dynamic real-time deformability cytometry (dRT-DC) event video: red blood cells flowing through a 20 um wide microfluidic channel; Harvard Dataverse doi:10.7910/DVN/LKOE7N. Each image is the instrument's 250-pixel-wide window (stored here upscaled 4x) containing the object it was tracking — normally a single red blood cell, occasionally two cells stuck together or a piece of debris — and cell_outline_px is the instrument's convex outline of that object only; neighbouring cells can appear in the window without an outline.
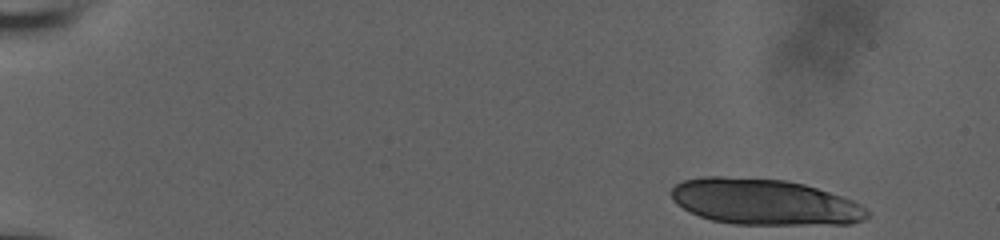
{"species": "human", "species_latin": "Homo sapiens", "temperature_condition": "room temperature", "stored_images_in_passage": 13, "camera_frame_rate_fps": 3000, "um_per_image_px": 0.085, "donor": {"sex": "male"}, "frame": {"image": 1, "passage_image": 1, "time_ms": 0.0, "image_size_px": [1000, 240], "cell_outline_px": [[872, 212], [864, 220], [852, 224], [732, 224], [712, 220], [700, 216], [676, 204], [672, 200], [668, 192], [676, 184], [684, 180], [704, 176], [724, 176], [788, 180], [804, 184], [852, 200], [860, 204]], "centroid_in_image_um": [64.96, 17.16], "position_along_channel_um": 20.0, "area_um2": 52.66}}
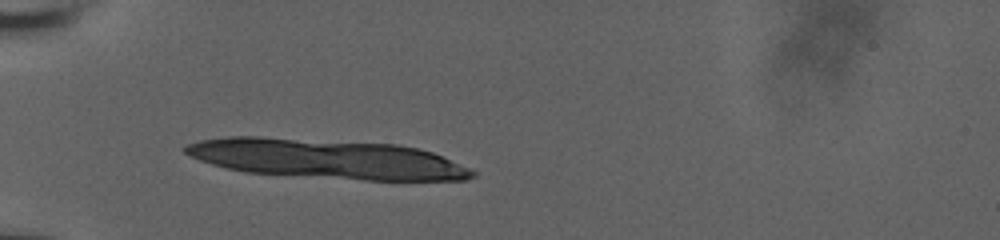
{"frame": {"image": 2, "passage_image": 13, "time_ms": 4.0, "image_size_px": [1000, 240], "cell_outline_px": [[476, 176], [468, 180], [364, 180], [244, 172], [224, 168], [200, 160], [184, 152], [180, 148], [184, 144], [200, 140], [228, 136], [260, 136], [400, 144], [432, 152], [468, 168], [476, 172]], "centroid_in_image_um": [27.72, 13.5], "position_along_channel_um": 57.3, "area_um2": 66.24}}